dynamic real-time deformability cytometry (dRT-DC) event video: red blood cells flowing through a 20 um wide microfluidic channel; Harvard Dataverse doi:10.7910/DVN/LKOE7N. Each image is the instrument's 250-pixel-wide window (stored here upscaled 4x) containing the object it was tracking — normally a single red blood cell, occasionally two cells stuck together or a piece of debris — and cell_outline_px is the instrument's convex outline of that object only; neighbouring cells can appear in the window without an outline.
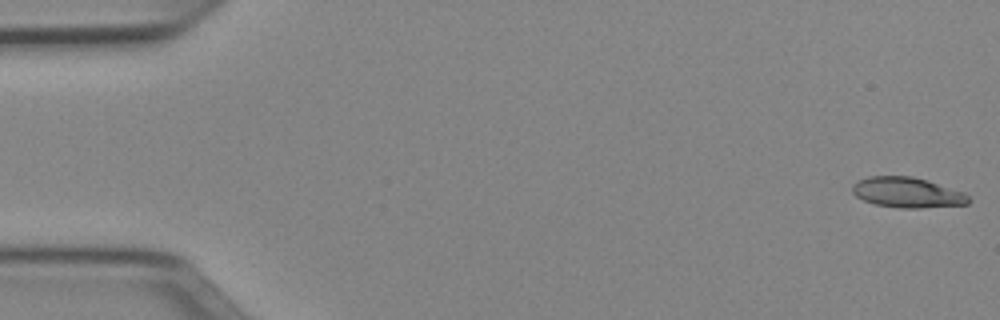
{"species": "Egyptian fruit bat (a non-hibernating species)", "species_latin": "Rousettus aegyptiacus", "temperature_condition": "cold", "stored_images_in_passage": 51, "camera_frame_rate_fps": 3000, "um_per_image_px": 0.085, "animal": {"sex": "female"}, "frame": {"image": 1, "passage_image": 1, "time_ms": 0.0, "image_size_px": [1000, 320], "cell_outline_px": [[972, 200], [968, 204], [920, 208], [900, 208], [876, 204], [864, 200], [856, 196], [852, 192], [852, 184], [856, 180], [868, 176], [912, 176], [928, 180], [964, 192]], "centroid_in_image_um": [77.12, 16.35], "position_along_channel_um": 7.9, "area_um2": 20.69}}
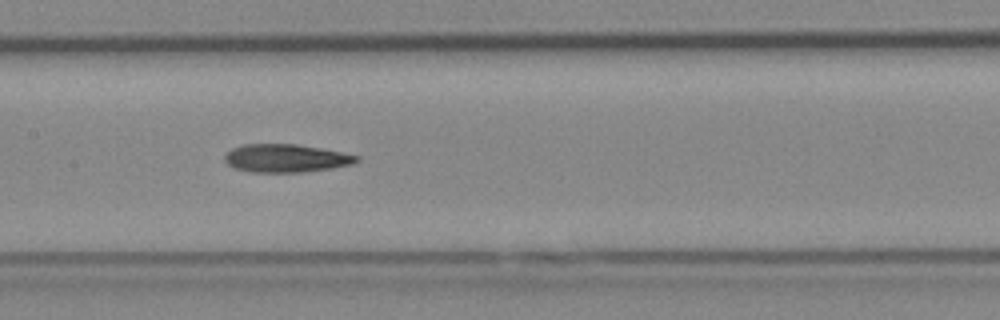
{"frame": {"image": 2, "passage_image": 25, "time_ms": 8.0, "image_size_px": [1000, 320], "cell_outline_px": [[360, 160], [352, 164], [332, 168], [304, 172], [248, 172], [236, 168], [228, 164], [224, 160], [224, 156], [232, 148], [244, 144], [296, 144], [320, 148], [360, 156]], "centroid_in_image_um": [24.3, 13.45], "position_along_channel_um": 183.1, "area_um2": 21.56}}
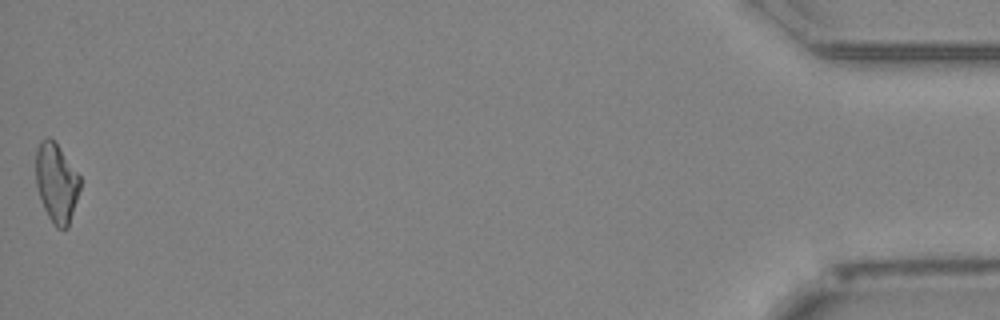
{"frame": {"image": 3, "passage_image": 51, "time_ms": 16.667, "image_size_px": [1000, 320], "cell_outline_px": [[80, 188], [68, 228], [56, 228], [48, 216], [44, 208], [36, 184], [36, 148], [40, 140], [48, 136], [56, 144], [80, 176]], "centroid_in_image_um": [4.79, 15.54], "position_along_channel_um": 430.4, "area_um2": 20.11}, "authors_computed_cell_mechanics": {"area_um2": 21.2704, "velocity_mm_per_s": 3.9668, "shape_relaxation_time_tau1_ms": null, "shape_relaxation_time_tau2_ms": 11.3697, "deformation_change_tau1": null, "deformation_change_tau2": 0.2661}}